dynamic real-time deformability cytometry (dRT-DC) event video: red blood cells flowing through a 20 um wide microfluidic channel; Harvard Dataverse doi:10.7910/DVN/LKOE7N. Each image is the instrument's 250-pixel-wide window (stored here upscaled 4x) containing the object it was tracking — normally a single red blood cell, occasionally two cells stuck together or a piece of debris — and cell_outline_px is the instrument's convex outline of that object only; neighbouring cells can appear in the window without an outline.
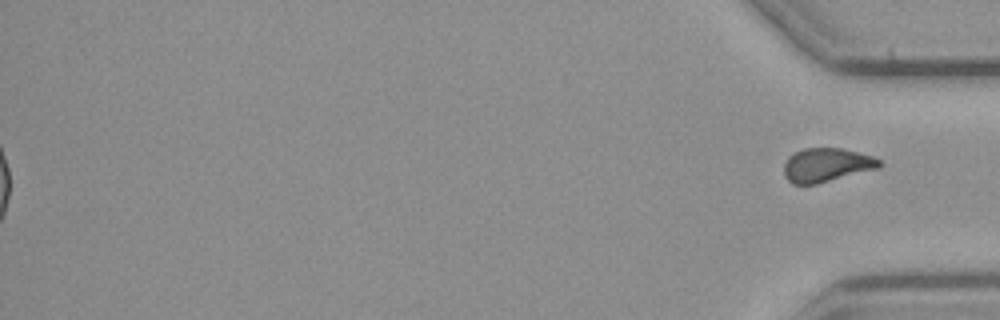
{"species": "common noctule bat (a hibernating species)", "species_latin": "Nyctalus noctula", "temperature_condition": "cold", "stored_images_in_passage": 56, "segment_of_instrument_passage": [2, 2], "camera_frame_rate_fps": 3000, "um_per_image_px": 0.085, "animal": {"sex": "male", "body_mass_g": 23.1, "forearm_length_mm": 52.7}, "frame": {"image": 1, "passage_image": 56, "time_ms": 18.333, "image_size_px": [1000, 320], "cell_outline_px": [[884, 164], [880, 168], [816, 184], [792, 184], [784, 176], [784, 164], [788, 156], [804, 148], [844, 148], [872, 156], [880, 160]], "centroid_in_image_um": [70.28, 14.02], "position_along_channel_um": 364.9, "area_um2": 18.96}}